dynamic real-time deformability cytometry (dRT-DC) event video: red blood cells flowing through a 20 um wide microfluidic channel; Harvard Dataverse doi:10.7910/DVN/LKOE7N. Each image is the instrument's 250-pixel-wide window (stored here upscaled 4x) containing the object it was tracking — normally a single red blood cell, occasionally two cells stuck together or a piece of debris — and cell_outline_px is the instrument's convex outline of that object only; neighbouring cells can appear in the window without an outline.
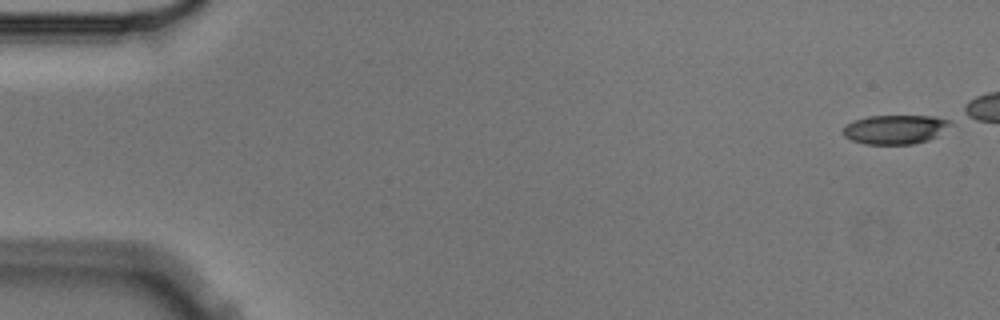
{"species": "Egyptian fruit bat (a non-hibernating species)", "species_latin": "Rousettus aegyptiacus", "temperature_condition": "cold", "stored_images_in_passage": 4, "camera_frame_rate_fps": 3000, "um_per_image_px": 0.085, "animal": {"sex": "male"}, "frame": {"image": 1, "passage_image": 1, "time_ms": 0.0, "image_size_px": [1000, 320], "cell_outline_px": [[952, 124], [936, 136], [928, 140], [912, 144], [864, 144], [852, 140], [844, 136], [844, 128], [848, 124], [856, 120], [868, 116], [936, 116], [948, 120]], "centroid_in_image_um": [76.1, 11.0], "position_along_channel_um": 8.9, "area_um2": 17.98}}